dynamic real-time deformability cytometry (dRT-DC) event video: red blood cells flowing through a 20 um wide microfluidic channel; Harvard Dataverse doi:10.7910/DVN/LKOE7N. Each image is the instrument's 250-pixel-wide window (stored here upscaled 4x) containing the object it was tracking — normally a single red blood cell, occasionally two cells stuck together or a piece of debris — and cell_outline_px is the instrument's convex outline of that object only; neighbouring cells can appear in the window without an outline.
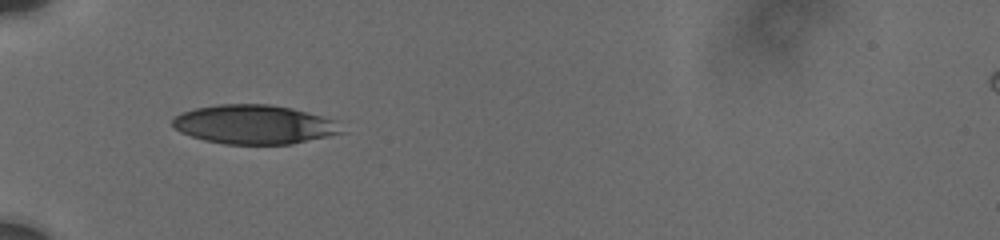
{"species": "human", "species_latin": "Homo sapiens", "temperature_condition": "cold", "stored_images_in_passage": 40, "camera_frame_rate_fps": 3000, "um_per_image_px": 0.085, "donor": {"sex": "male"}, "frame": {"image": 1, "passage_image": 1, "time_ms": 0.0, "image_size_px": [1000, 240], "cell_outline_px": [[344, 132], [328, 136], [292, 144], [224, 144], [204, 140], [180, 132], [172, 124], [172, 120], [176, 116], [184, 112], [196, 108], [220, 104], [268, 104], [292, 108], [336, 120]], "centroid_in_image_um": [21.62, 10.58], "position_along_channel_um": 63.4, "area_um2": 38.26}}
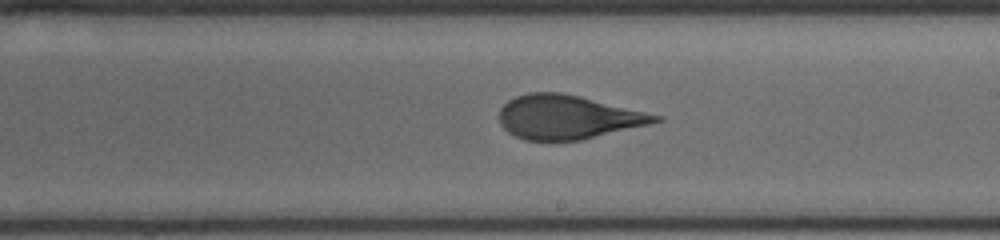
{"frame": {"image": 2, "passage_image": 16, "time_ms": 5.0, "image_size_px": [1000, 240], "cell_outline_px": [[664, 120], [648, 124], [580, 140], [524, 140], [508, 132], [500, 124], [500, 108], [508, 100], [516, 96], [528, 92], [560, 92], [580, 96], [664, 116]], "centroid_in_image_um": [48.25, 9.94], "position_along_channel_um": 240.8, "area_um2": 39.71}}
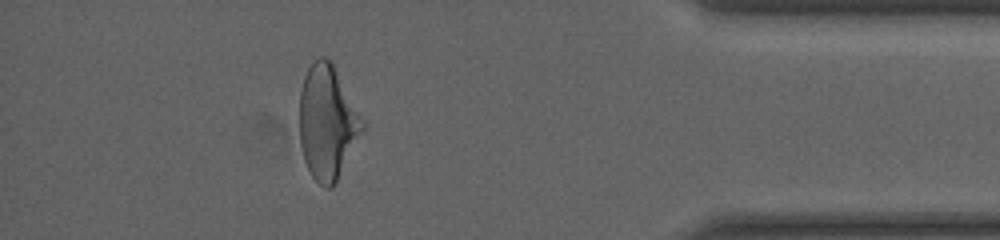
{"frame": {"image": 3, "passage_image": 34, "time_ms": 10.333, "image_size_px": [1000, 240], "cell_outline_px": [[368, 128], [332, 188], [324, 188], [312, 176], [304, 160], [300, 144], [300, 92], [304, 76], [308, 68], [320, 56], [324, 56], [332, 64], [364, 120]], "centroid_in_image_um": [27.86, 10.46], "position_along_channel_um": 407.3, "area_um2": 42.02}, "authors_computed_cell_mechanics": {"area_um2": 40.4022, "velocity_mm_per_s": 3.7277, "shape_relaxation_time_tau1_ms": 3.891, "shape_relaxation_time_tau2_ms": 0.8911, "deformation_change_tau1": 0.1463, "deformation_change_tau2": 0.0726}}